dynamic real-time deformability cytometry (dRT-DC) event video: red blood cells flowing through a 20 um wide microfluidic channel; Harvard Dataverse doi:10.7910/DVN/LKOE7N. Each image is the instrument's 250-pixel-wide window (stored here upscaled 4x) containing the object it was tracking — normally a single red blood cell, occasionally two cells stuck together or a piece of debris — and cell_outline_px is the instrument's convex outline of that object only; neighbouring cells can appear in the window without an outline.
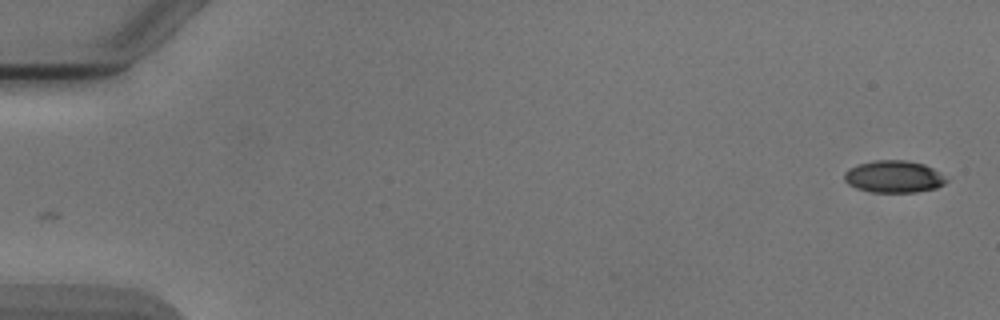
{"species": "Egyptian fruit bat (a non-hibernating species)", "species_latin": "Rousettus aegyptiacus", "temperature_condition": "cold", "stored_images_in_passage": 17, "camera_frame_rate_fps": 3000, "um_per_image_px": 0.085, "animal": {"sex": "male"}, "frame": {"image": 1, "passage_image": 1, "time_ms": 0.0, "image_size_px": [1000, 320], "cell_outline_px": [[948, 180], [944, 184], [936, 188], [916, 192], [872, 192], [856, 188], [848, 184], [844, 180], [844, 172], [848, 168], [860, 164], [876, 160], [904, 160], [924, 164], [932, 168]], "centroid_in_image_um": [75.94, 15.02], "position_along_channel_um": 9.1, "area_um2": 18.96}}
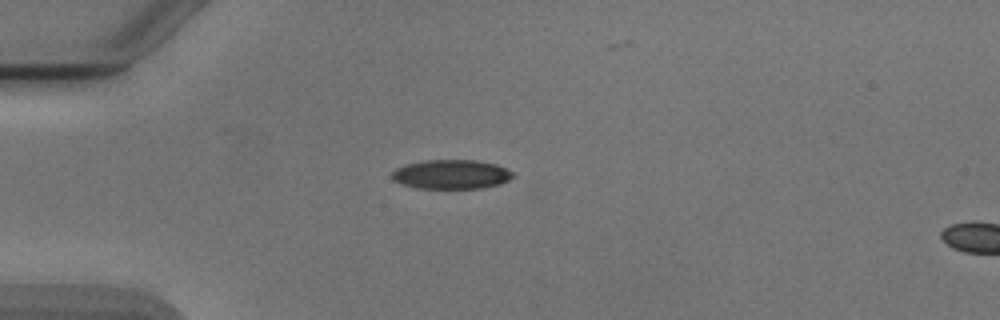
{"frame": {"image": 2, "passage_image": 14, "time_ms": 4.333, "image_size_px": [1000, 320], "cell_outline_px": [[512, 176], [508, 180], [500, 184], [484, 188], [416, 188], [392, 180], [392, 172], [396, 168], [404, 164], [424, 160], [476, 160], [496, 164], [512, 172]], "centroid_in_image_um": [38.33, 14.81], "position_along_channel_um": 46.7, "area_um2": 20.58}}